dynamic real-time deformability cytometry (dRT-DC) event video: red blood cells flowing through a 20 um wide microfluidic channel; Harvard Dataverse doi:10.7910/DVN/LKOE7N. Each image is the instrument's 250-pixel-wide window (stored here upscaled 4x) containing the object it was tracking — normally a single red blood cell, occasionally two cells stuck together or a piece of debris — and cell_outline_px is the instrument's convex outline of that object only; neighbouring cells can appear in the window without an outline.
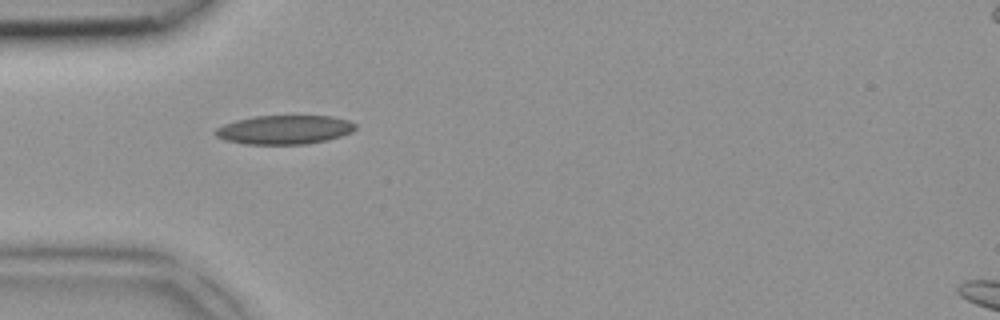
{"species": "common noctule bat (a hibernating species)", "species_latin": "Nyctalus noctula", "temperature_condition": "room temperature", "stored_images_in_passage": 2, "camera_frame_rate_fps": 3000, "um_per_image_px": 0.085, "animal": {"sex": "female", "body_mass_g": 18.4}, "frame": {"image": 1, "passage_image": 1, "time_ms": 0.0, "image_size_px": [1000, 320], "cell_outline_px": [[356, 128], [352, 132], [340, 136], [308, 144], [248, 144], [224, 140], [216, 136], [212, 132], [216, 128], [224, 124], [236, 120], [256, 116], [332, 116], [348, 120], [356, 124]], "centroid_in_image_um": [24.16, 11.02], "position_along_channel_um": 60.8, "area_um2": 23.58}}